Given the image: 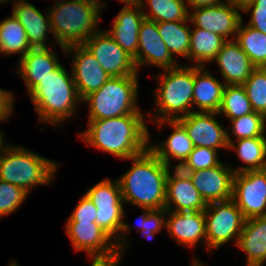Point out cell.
Here are the masks:
<instances>
[{"label": "cell", "mask_w": 266, "mask_h": 266, "mask_svg": "<svg viewBox=\"0 0 266 266\" xmlns=\"http://www.w3.org/2000/svg\"><path fill=\"white\" fill-rule=\"evenodd\" d=\"M3 138H4V133H0V153H1L2 149L4 148Z\"/></svg>", "instance_id": "obj_46"}, {"label": "cell", "mask_w": 266, "mask_h": 266, "mask_svg": "<svg viewBox=\"0 0 266 266\" xmlns=\"http://www.w3.org/2000/svg\"><path fill=\"white\" fill-rule=\"evenodd\" d=\"M2 3H9V0H0V4Z\"/></svg>", "instance_id": "obj_49"}, {"label": "cell", "mask_w": 266, "mask_h": 266, "mask_svg": "<svg viewBox=\"0 0 266 266\" xmlns=\"http://www.w3.org/2000/svg\"><path fill=\"white\" fill-rule=\"evenodd\" d=\"M232 199L245 219L266 216V168L235 173Z\"/></svg>", "instance_id": "obj_10"}, {"label": "cell", "mask_w": 266, "mask_h": 266, "mask_svg": "<svg viewBox=\"0 0 266 266\" xmlns=\"http://www.w3.org/2000/svg\"><path fill=\"white\" fill-rule=\"evenodd\" d=\"M241 21L235 36V41L240 48L248 55L256 68L266 66V34L245 25Z\"/></svg>", "instance_id": "obj_32"}, {"label": "cell", "mask_w": 266, "mask_h": 266, "mask_svg": "<svg viewBox=\"0 0 266 266\" xmlns=\"http://www.w3.org/2000/svg\"><path fill=\"white\" fill-rule=\"evenodd\" d=\"M38 121L58 125L77 112L79 98L72 74L60 65L52 73L43 78L29 93Z\"/></svg>", "instance_id": "obj_4"}, {"label": "cell", "mask_w": 266, "mask_h": 266, "mask_svg": "<svg viewBox=\"0 0 266 266\" xmlns=\"http://www.w3.org/2000/svg\"><path fill=\"white\" fill-rule=\"evenodd\" d=\"M168 124L172 127L173 132L169 135L166 141H161L158 145L152 144L149 141V148L157 155V157L167 166L171 167V158L178 160L179 164L174 167H180L192 152L193 142L190 140L187 131L178 121H159L152 122L159 128L163 124ZM163 142V143H162Z\"/></svg>", "instance_id": "obj_24"}, {"label": "cell", "mask_w": 266, "mask_h": 266, "mask_svg": "<svg viewBox=\"0 0 266 266\" xmlns=\"http://www.w3.org/2000/svg\"><path fill=\"white\" fill-rule=\"evenodd\" d=\"M163 73L155 75L159 79L155 94L157 115L150 122L177 121L179 118L194 112V65H178L164 69Z\"/></svg>", "instance_id": "obj_5"}, {"label": "cell", "mask_w": 266, "mask_h": 266, "mask_svg": "<svg viewBox=\"0 0 266 266\" xmlns=\"http://www.w3.org/2000/svg\"><path fill=\"white\" fill-rule=\"evenodd\" d=\"M242 11H251L248 26L266 34V0H251L242 6Z\"/></svg>", "instance_id": "obj_39"}, {"label": "cell", "mask_w": 266, "mask_h": 266, "mask_svg": "<svg viewBox=\"0 0 266 266\" xmlns=\"http://www.w3.org/2000/svg\"><path fill=\"white\" fill-rule=\"evenodd\" d=\"M145 19L139 3L125 5L113 21L109 35L113 40L133 58L137 56L139 43V30Z\"/></svg>", "instance_id": "obj_20"}, {"label": "cell", "mask_w": 266, "mask_h": 266, "mask_svg": "<svg viewBox=\"0 0 266 266\" xmlns=\"http://www.w3.org/2000/svg\"><path fill=\"white\" fill-rule=\"evenodd\" d=\"M146 1V0H145ZM150 13L144 11L146 3L139 0L145 19L154 22H176L189 18L190 10L187 8L186 0H147Z\"/></svg>", "instance_id": "obj_31"}, {"label": "cell", "mask_w": 266, "mask_h": 266, "mask_svg": "<svg viewBox=\"0 0 266 266\" xmlns=\"http://www.w3.org/2000/svg\"><path fill=\"white\" fill-rule=\"evenodd\" d=\"M165 228L168 234L182 246L193 248L200 241H203L204 245H206L204 210L189 212L167 211Z\"/></svg>", "instance_id": "obj_19"}, {"label": "cell", "mask_w": 266, "mask_h": 266, "mask_svg": "<svg viewBox=\"0 0 266 266\" xmlns=\"http://www.w3.org/2000/svg\"><path fill=\"white\" fill-rule=\"evenodd\" d=\"M204 68L194 65L193 107L197 106L199 112L218 113L225 84Z\"/></svg>", "instance_id": "obj_26"}, {"label": "cell", "mask_w": 266, "mask_h": 266, "mask_svg": "<svg viewBox=\"0 0 266 266\" xmlns=\"http://www.w3.org/2000/svg\"><path fill=\"white\" fill-rule=\"evenodd\" d=\"M215 6L192 9L189 13L191 25L217 33L226 40H234L243 20L242 7L229 0Z\"/></svg>", "instance_id": "obj_12"}, {"label": "cell", "mask_w": 266, "mask_h": 266, "mask_svg": "<svg viewBox=\"0 0 266 266\" xmlns=\"http://www.w3.org/2000/svg\"><path fill=\"white\" fill-rule=\"evenodd\" d=\"M32 49L21 23L11 14L0 23V54H20V59Z\"/></svg>", "instance_id": "obj_29"}, {"label": "cell", "mask_w": 266, "mask_h": 266, "mask_svg": "<svg viewBox=\"0 0 266 266\" xmlns=\"http://www.w3.org/2000/svg\"><path fill=\"white\" fill-rule=\"evenodd\" d=\"M232 133L239 139H248L254 137H266V118L257 112H252L242 117L231 119Z\"/></svg>", "instance_id": "obj_35"}, {"label": "cell", "mask_w": 266, "mask_h": 266, "mask_svg": "<svg viewBox=\"0 0 266 266\" xmlns=\"http://www.w3.org/2000/svg\"><path fill=\"white\" fill-rule=\"evenodd\" d=\"M58 164L23 146L5 144L0 153V179L29 193L34 186L51 184Z\"/></svg>", "instance_id": "obj_6"}, {"label": "cell", "mask_w": 266, "mask_h": 266, "mask_svg": "<svg viewBox=\"0 0 266 266\" xmlns=\"http://www.w3.org/2000/svg\"><path fill=\"white\" fill-rule=\"evenodd\" d=\"M174 169L173 174L170 173L171 170L168 172L165 209L176 212L205 210L208 204L194 187L188 174L179 167Z\"/></svg>", "instance_id": "obj_18"}, {"label": "cell", "mask_w": 266, "mask_h": 266, "mask_svg": "<svg viewBox=\"0 0 266 266\" xmlns=\"http://www.w3.org/2000/svg\"><path fill=\"white\" fill-rule=\"evenodd\" d=\"M192 266H205L203 263H200L198 260H192Z\"/></svg>", "instance_id": "obj_47"}, {"label": "cell", "mask_w": 266, "mask_h": 266, "mask_svg": "<svg viewBox=\"0 0 266 266\" xmlns=\"http://www.w3.org/2000/svg\"><path fill=\"white\" fill-rule=\"evenodd\" d=\"M122 255L119 253L114 257L105 259H92L91 266H118L119 260Z\"/></svg>", "instance_id": "obj_43"}, {"label": "cell", "mask_w": 266, "mask_h": 266, "mask_svg": "<svg viewBox=\"0 0 266 266\" xmlns=\"http://www.w3.org/2000/svg\"><path fill=\"white\" fill-rule=\"evenodd\" d=\"M227 40L221 35L199 27L191 28L189 60L196 66L205 67L212 62Z\"/></svg>", "instance_id": "obj_28"}, {"label": "cell", "mask_w": 266, "mask_h": 266, "mask_svg": "<svg viewBox=\"0 0 266 266\" xmlns=\"http://www.w3.org/2000/svg\"><path fill=\"white\" fill-rule=\"evenodd\" d=\"M14 97L12 92L0 88V122L7 120L13 113ZM0 133H3L0 131Z\"/></svg>", "instance_id": "obj_41"}, {"label": "cell", "mask_w": 266, "mask_h": 266, "mask_svg": "<svg viewBox=\"0 0 266 266\" xmlns=\"http://www.w3.org/2000/svg\"><path fill=\"white\" fill-rule=\"evenodd\" d=\"M64 52L65 55H74L71 74L81 100L97 91L111 78L83 44L68 46Z\"/></svg>", "instance_id": "obj_14"}, {"label": "cell", "mask_w": 266, "mask_h": 266, "mask_svg": "<svg viewBox=\"0 0 266 266\" xmlns=\"http://www.w3.org/2000/svg\"><path fill=\"white\" fill-rule=\"evenodd\" d=\"M83 45L110 77L138 75L134 58L124 51L107 31L95 32Z\"/></svg>", "instance_id": "obj_11"}, {"label": "cell", "mask_w": 266, "mask_h": 266, "mask_svg": "<svg viewBox=\"0 0 266 266\" xmlns=\"http://www.w3.org/2000/svg\"><path fill=\"white\" fill-rule=\"evenodd\" d=\"M138 76L127 75L109 78L97 91L86 96L88 120L120 117L141 112L138 104Z\"/></svg>", "instance_id": "obj_7"}, {"label": "cell", "mask_w": 266, "mask_h": 266, "mask_svg": "<svg viewBox=\"0 0 266 266\" xmlns=\"http://www.w3.org/2000/svg\"><path fill=\"white\" fill-rule=\"evenodd\" d=\"M142 112L120 117L88 120V128L79 133L89 146L128 160L149 147L150 133Z\"/></svg>", "instance_id": "obj_1"}, {"label": "cell", "mask_w": 266, "mask_h": 266, "mask_svg": "<svg viewBox=\"0 0 266 266\" xmlns=\"http://www.w3.org/2000/svg\"><path fill=\"white\" fill-rule=\"evenodd\" d=\"M137 70L143 65H155L162 70L174 68L179 62L172 57L160 37L157 22L144 19L139 30L137 56L134 58Z\"/></svg>", "instance_id": "obj_17"}, {"label": "cell", "mask_w": 266, "mask_h": 266, "mask_svg": "<svg viewBox=\"0 0 266 266\" xmlns=\"http://www.w3.org/2000/svg\"><path fill=\"white\" fill-rule=\"evenodd\" d=\"M119 1L124 2L125 5H134L139 3V0H119Z\"/></svg>", "instance_id": "obj_45"}, {"label": "cell", "mask_w": 266, "mask_h": 266, "mask_svg": "<svg viewBox=\"0 0 266 266\" xmlns=\"http://www.w3.org/2000/svg\"><path fill=\"white\" fill-rule=\"evenodd\" d=\"M252 112H254V110L244 86L225 85L218 114H224L231 120Z\"/></svg>", "instance_id": "obj_33"}, {"label": "cell", "mask_w": 266, "mask_h": 266, "mask_svg": "<svg viewBox=\"0 0 266 266\" xmlns=\"http://www.w3.org/2000/svg\"><path fill=\"white\" fill-rule=\"evenodd\" d=\"M129 170L118 180L123 202L141 209H162L166 202V181L170 167L148 147L128 159Z\"/></svg>", "instance_id": "obj_2"}, {"label": "cell", "mask_w": 266, "mask_h": 266, "mask_svg": "<svg viewBox=\"0 0 266 266\" xmlns=\"http://www.w3.org/2000/svg\"><path fill=\"white\" fill-rule=\"evenodd\" d=\"M28 194L23 188L0 179V218L16 211Z\"/></svg>", "instance_id": "obj_36"}, {"label": "cell", "mask_w": 266, "mask_h": 266, "mask_svg": "<svg viewBox=\"0 0 266 266\" xmlns=\"http://www.w3.org/2000/svg\"><path fill=\"white\" fill-rule=\"evenodd\" d=\"M246 253V266H263L266 262V216L246 219L236 244Z\"/></svg>", "instance_id": "obj_25"}, {"label": "cell", "mask_w": 266, "mask_h": 266, "mask_svg": "<svg viewBox=\"0 0 266 266\" xmlns=\"http://www.w3.org/2000/svg\"><path fill=\"white\" fill-rule=\"evenodd\" d=\"M189 21L190 19L188 18L184 21L157 22L160 37L164 41L173 58H175V53L176 55H180L189 60L191 36V27L187 26V23H191Z\"/></svg>", "instance_id": "obj_30"}, {"label": "cell", "mask_w": 266, "mask_h": 266, "mask_svg": "<svg viewBox=\"0 0 266 266\" xmlns=\"http://www.w3.org/2000/svg\"><path fill=\"white\" fill-rule=\"evenodd\" d=\"M106 4L98 0L55 1L47 10L51 33L61 49L83 44L92 34L98 32L100 13Z\"/></svg>", "instance_id": "obj_3"}, {"label": "cell", "mask_w": 266, "mask_h": 266, "mask_svg": "<svg viewBox=\"0 0 266 266\" xmlns=\"http://www.w3.org/2000/svg\"><path fill=\"white\" fill-rule=\"evenodd\" d=\"M218 150L204 147H194L188 158L179 167L182 171H198L213 168L221 162L218 160Z\"/></svg>", "instance_id": "obj_37"}, {"label": "cell", "mask_w": 266, "mask_h": 266, "mask_svg": "<svg viewBox=\"0 0 266 266\" xmlns=\"http://www.w3.org/2000/svg\"><path fill=\"white\" fill-rule=\"evenodd\" d=\"M183 172L188 174L194 187L207 204L232 198L235 173L230 164L220 163L209 169Z\"/></svg>", "instance_id": "obj_16"}, {"label": "cell", "mask_w": 266, "mask_h": 266, "mask_svg": "<svg viewBox=\"0 0 266 266\" xmlns=\"http://www.w3.org/2000/svg\"><path fill=\"white\" fill-rule=\"evenodd\" d=\"M144 213L140 217V221L137 222V229L147 239L153 238L156 233L162 230L166 226V214L167 210L162 209H142ZM163 226V227H162Z\"/></svg>", "instance_id": "obj_38"}, {"label": "cell", "mask_w": 266, "mask_h": 266, "mask_svg": "<svg viewBox=\"0 0 266 266\" xmlns=\"http://www.w3.org/2000/svg\"><path fill=\"white\" fill-rule=\"evenodd\" d=\"M97 208L86 194L81 196L80 201L67 219V222H90L95 223Z\"/></svg>", "instance_id": "obj_40"}, {"label": "cell", "mask_w": 266, "mask_h": 266, "mask_svg": "<svg viewBox=\"0 0 266 266\" xmlns=\"http://www.w3.org/2000/svg\"><path fill=\"white\" fill-rule=\"evenodd\" d=\"M12 15L24 27L32 48H47L46 36L51 33L49 12L46 16L26 0H14Z\"/></svg>", "instance_id": "obj_23"}, {"label": "cell", "mask_w": 266, "mask_h": 266, "mask_svg": "<svg viewBox=\"0 0 266 266\" xmlns=\"http://www.w3.org/2000/svg\"><path fill=\"white\" fill-rule=\"evenodd\" d=\"M56 52L49 48H32L18 61L19 75L25 82L28 93L43 78L56 70L61 63Z\"/></svg>", "instance_id": "obj_22"}, {"label": "cell", "mask_w": 266, "mask_h": 266, "mask_svg": "<svg viewBox=\"0 0 266 266\" xmlns=\"http://www.w3.org/2000/svg\"><path fill=\"white\" fill-rule=\"evenodd\" d=\"M228 149L236 150L238 158L245 166L232 169L234 173H242L249 170H262L266 168V137H254L248 139L232 140L227 131Z\"/></svg>", "instance_id": "obj_27"}, {"label": "cell", "mask_w": 266, "mask_h": 266, "mask_svg": "<svg viewBox=\"0 0 266 266\" xmlns=\"http://www.w3.org/2000/svg\"><path fill=\"white\" fill-rule=\"evenodd\" d=\"M216 112H199L195 110L177 121L184 127L195 147L218 150L228 149L227 129L215 119Z\"/></svg>", "instance_id": "obj_15"}, {"label": "cell", "mask_w": 266, "mask_h": 266, "mask_svg": "<svg viewBox=\"0 0 266 266\" xmlns=\"http://www.w3.org/2000/svg\"><path fill=\"white\" fill-rule=\"evenodd\" d=\"M66 233L77 251H86L90 259L111 258L119 254L114 240L96 223L67 222Z\"/></svg>", "instance_id": "obj_13"}, {"label": "cell", "mask_w": 266, "mask_h": 266, "mask_svg": "<svg viewBox=\"0 0 266 266\" xmlns=\"http://www.w3.org/2000/svg\"><path fill=\"white\" fill-rule=\"evenodd\" d=\"M229 1L242 7L244 4H246L247 2H249L251 0H229Z\"/></svg>", "instance_id": "obj_44"}, {"label": "cell", "mask_w": 266, "mask_h": 266, "mask_svg": "<svg viewBox=\"0 0 266 266\" xmlns=\"http://www.w3.org/2000/svg\"><path fill=\"white\" fill-rule=\"evenodd\" d=\"M187 6H190L191 9L195 8H203V7H210L215 6L220 3H223L222 0H186Z\"/></svg>", "instance_id": "obj_42"}, {"label": "cell", "mask_w": 266, "mask_h": 266, "mask_svg": "<svg viewBox=\"0 0 266 266\" xmlns=\"http://www.w3.org/2000/svg\"><path fill=\"white\" fill-rule=\"evenodd\" d=\"M85 194L97 208L95 223L114 240L117 250L122 255L128 247L125 237L131 226L124 222V202L118 180L112 182L108 178L104 179L89 188Z\"/></svg>", "instance_id": "obj_8"}, {"label": "cell", "mask_w": 266, "mask_h": 266, "mask_svg": "<svg viewBox=\"0 0 266 266\" xmlns=\"http://www.w3.org/2000/svg\"><path fill=\"white\" fill-rule=\"evenodd\" d=\"M254 112L266 118V71L264 68H255L250 77L242 84Z\"/></svg>", "instance_id": "obj_34"}, {"label": "cell", "mask_w": 266, "mask_h": 266, "mask_svg": "<svg viewBox=\"0 0 266 266\" xmlns=\"http://www.w3.org/2000/svg\"><path fill=\"white\" fill-rule=\"evenodd\" d=\"M9 266H18V263L13 259V260H11Z\"/></svg>", "instance_id": "obj_48"}, {"label": "cell", "mask_w": 266, "mask_h": 266, "mask_svg": "<svg viewBox=\"0 0 266 266\" xmlns=\"http://www.w3.org/2000/svg\"><path fill=\"white\" fill-rule=\"evenodd\" d=\"M207 249H217L230 240L238 242L245 218L234 200L209 203L204 210Z\"/></svg>", "instance_id": "obj_9"}, {"label": "cell", "mask_w": 266, "mask_h": 266, "mask_svg": "<svg viewBox=\"0 0 266 266\" xmlns=\"http://www.w3.org/2000/svg\"><path fill=\"white\" fill-rule=\"evenodd\" d=\"M220 67L225 85H242L256 68L235 40H227L213 60Z\"/></svg>", "instance_id": "obj_21"}]
</instances>
